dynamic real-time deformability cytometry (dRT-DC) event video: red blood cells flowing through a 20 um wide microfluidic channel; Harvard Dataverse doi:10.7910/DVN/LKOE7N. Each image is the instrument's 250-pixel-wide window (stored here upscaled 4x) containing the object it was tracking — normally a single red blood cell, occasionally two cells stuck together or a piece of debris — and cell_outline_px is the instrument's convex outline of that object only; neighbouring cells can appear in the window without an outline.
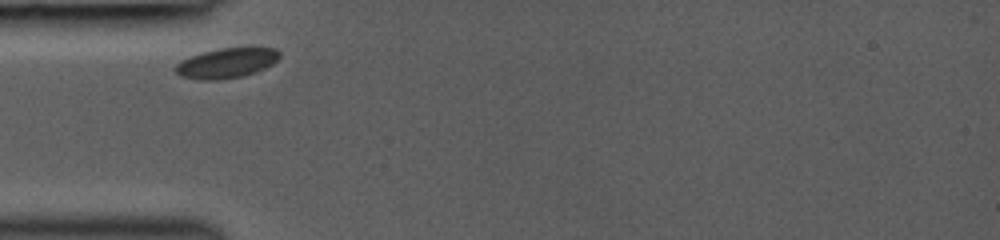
{"species": "common noctule bat (a hibernating species)", "species_latin": "Nyctalus noctula", "temperature_condition": "room temperature", "stored_images_in_passage": 10, "camera_frame_rate_fps": 3000, "um_per_image_px": 0.085, "animal": {"sex": "female", "body_mass_g": 19.0, "forearm_length_mm": 53.3}, "frame": {"image": 1, "passage_image": 1, "time_ms": 0.0, "image_size_px": [1000, 240], "cell_outline_px": [[280, 56], [272, 64], [264, 68], [244, 76], [220, 80], [200, 80], [180, 76], [176, 72], [176, 64], [180, 60], [204, 52], [220, 48], [276, 48], [280, 52]], "centroid_in_image_um": [19.25, 5.37], "position_along_channel_um": 65.8, "area_um2": 18.03}}
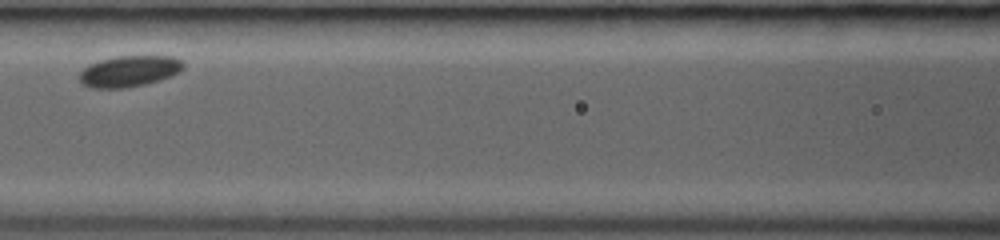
{"frame": {"image": 2, "passage_image": 5, "time_ms": 2.333, "image_size_px": [1000, 240], "cell_outline_px": [[184, 68], [180, 72], [160, 80], [144, 84], [124, 88], [92, 88], [84, 84], [80, 80], [80, 72], [88, 64], [100, 60], [116, 56], [172, 56], [180, 60], [184, 64]], "centroid_in_image_um": [10.99, 6.04], "position_along_channel_um": 155.6, "area_um2": 18.79}}
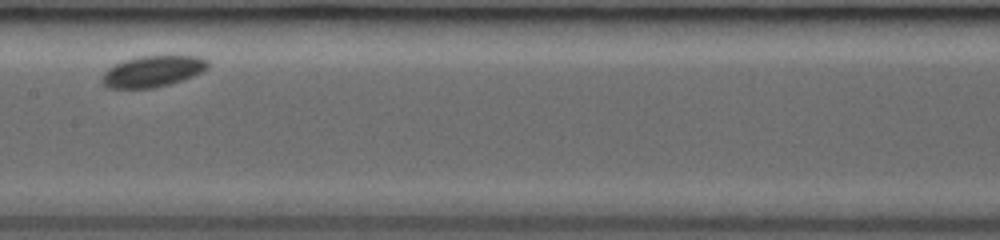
{"frame": {"image": 3, "passage_image": 8, "time_ms": 3.333, "image_size_px": [1000, 240], "cell_outline_px": [[208, 68], [192, 76], [168, 84], [152, 88], [108, 88], [104, 84], [104, 72], [108, 68], [124, 60], [140, 56], [200, 56], [208, 60]], "centroid_in_image_um": [13.0, 6.05], "position_along_channel_um": 194.4, "area_um2": 18.84}}